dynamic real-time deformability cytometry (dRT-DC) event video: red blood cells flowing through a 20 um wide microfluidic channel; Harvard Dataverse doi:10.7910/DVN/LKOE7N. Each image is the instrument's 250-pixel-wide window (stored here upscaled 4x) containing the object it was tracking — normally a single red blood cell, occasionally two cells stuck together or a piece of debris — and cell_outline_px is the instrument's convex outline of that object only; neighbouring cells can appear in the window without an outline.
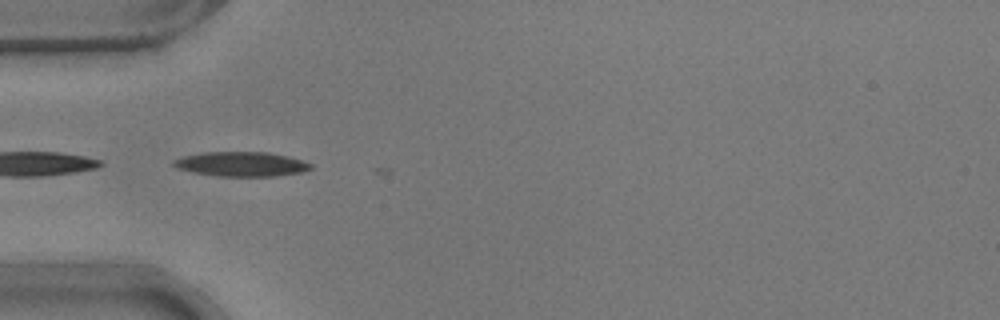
{"species": "common noctule bat (a hibernating species)", "species_latin": "Nyctalus noctula", "temperature_condition": "warm", "stored_images_in_passage": 6, "camera_frame_rate_fps": 3000, "um_per_image_px": 0.085, "animal": {"sex": "male", "body_mass_g": 17.9}, "frame": {"image": 1, "passage_image": 4, "time_ms": 1.0, "image_size_px": [1000, 320], "cell_outline_px": [[312, 168], [300, 172], [276, 176], [216, 176], [176, 168], [172, 164], [172, 160], [184, 156], [204, 152], [268, 152], [288, 156], [312, 164]], "centroid_in_image_um": [20.5, 13.94], "position_along_channel_um": 64.5, "area_um2": 19.48}}